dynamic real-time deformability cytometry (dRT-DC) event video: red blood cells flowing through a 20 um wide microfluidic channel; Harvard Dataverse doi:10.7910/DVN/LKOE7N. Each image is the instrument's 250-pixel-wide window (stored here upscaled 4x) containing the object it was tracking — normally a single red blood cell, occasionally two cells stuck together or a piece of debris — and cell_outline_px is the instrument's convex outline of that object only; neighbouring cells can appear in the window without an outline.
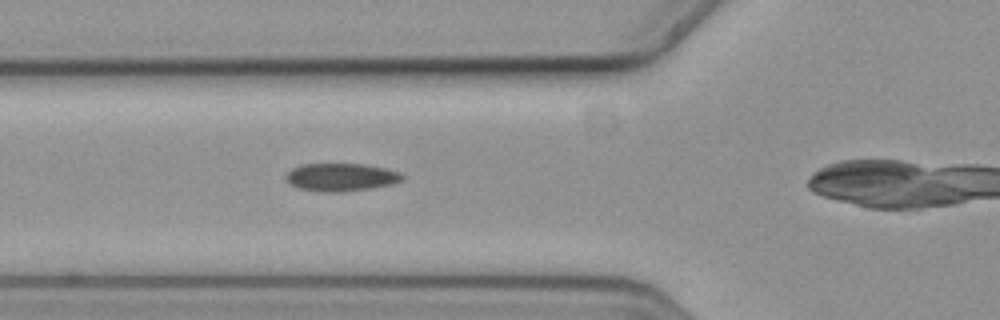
{"species": "common noctule bat (a hibernating species)", "species_latin": "Nyctalus noctula", "temperature_condition": "cold", "stored_images_in_passage": 20, "camera_frame_rate_fps": 3000, "um_per_image_px": 0.085, "animal": {"sex": "female", "body_mass_g": 19.3, "forearm_length_mm": 54.1}, "frame": {"image": 1, "passage_image": 6, "time_ms": 1.667, "image_size_px": [1000, 320], "cell_outline_px": [[404, 180], [392, 184], [372, 188], [340, 192], [320, 192], [296, 188], [284, 180], [284, 176], [292, 168], [300, 164], [364, 164], [384, 168], [400, 172], [404, 176]], "centroid_in_image_um": [28.95, 15.07], "position_along_channel_um": 96.9, "area_um2": 19.19}}
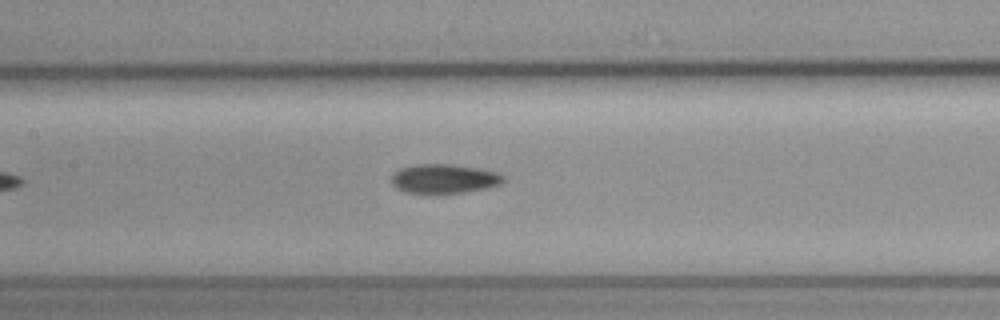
{"frame": {"image": 2, "passage_image": 12, "time_ms": 3.667, "image_size_px": [1000, 320], "cell_outline_px": [[504, 180], [500, 184], [488, 188], [464, 192], [404, 192], [396, 188], [392, 184], [392, 176], [400, 168], [416, 164], [452, 164], [480, 168], [500, 172], [504, 176]], "centroid_in_image_um": [37.79, 15.17], "position_along_channel_um": 169.6, "area_um2": 18.96}}
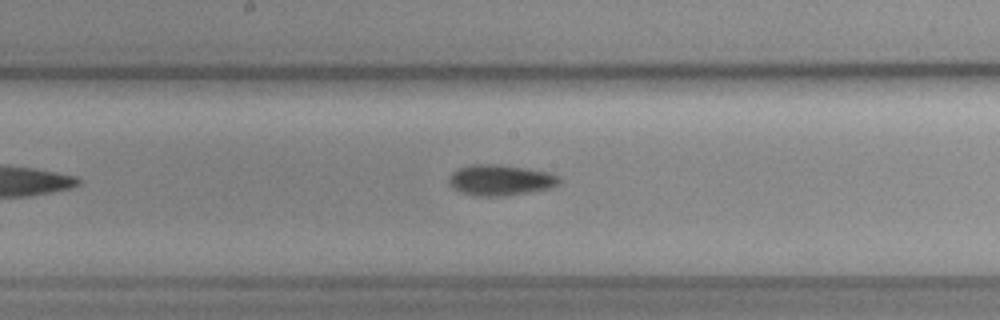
{"frame": {"image": 3, "passage_image": 15, "time_ms": 4.667, "image_size_px": [1000, 320], "cell_outline_px": [[560, 184], [552, 188], [504, 196], [476, 196], [452, 188], [448, 184], [448, 176], [452, 172], [460, 168], [472, 164], [500, 164], [528, 168], [548, 172], [560, 176]], "centroid_in_image_um": [42.55, 15.3], "position_along_channel_um": 205.7, "area_um2": 20.0}}